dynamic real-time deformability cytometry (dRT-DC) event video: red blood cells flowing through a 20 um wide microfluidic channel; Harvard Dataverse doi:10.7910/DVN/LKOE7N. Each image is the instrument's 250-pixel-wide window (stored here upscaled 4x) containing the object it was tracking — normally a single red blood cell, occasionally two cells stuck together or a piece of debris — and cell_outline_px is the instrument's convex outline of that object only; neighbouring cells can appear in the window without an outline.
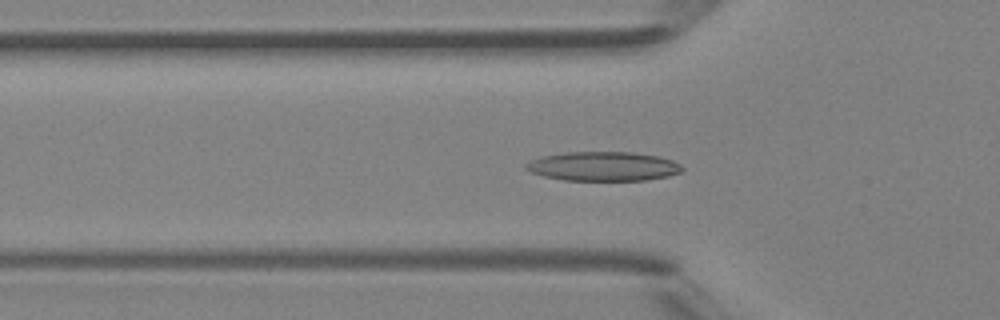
{"species": "Egyptian fruit bat (a non-hibernating species)", "species_latin": "Rousettus aegyptiacus", "temperature_condition": "room temperature", "stored_images_in_passage": 31, "camera_frame_rate_fps": 3000, "um_per_image_px": 0.085, "animal": {"sex": "female"}, "frame": {"image": 1, "passage_image": 2, "time_ms": 0.333, "image_size_px": [1000, 320], "cell_outline_px": [[684, 168], [680, 172], [668, 176], [648, 180], [564, 180], [544, 176], [532, 172], [524, 168], [524, 164], [532, 160], [544, 156], [564, 152], [632, 152], [660, 156], [672, 160], [680, 164]], "centroid_in_image_um": [51.3, 14.13], "position_along_channel_um": 74.5, "area_um2": 26.59}}
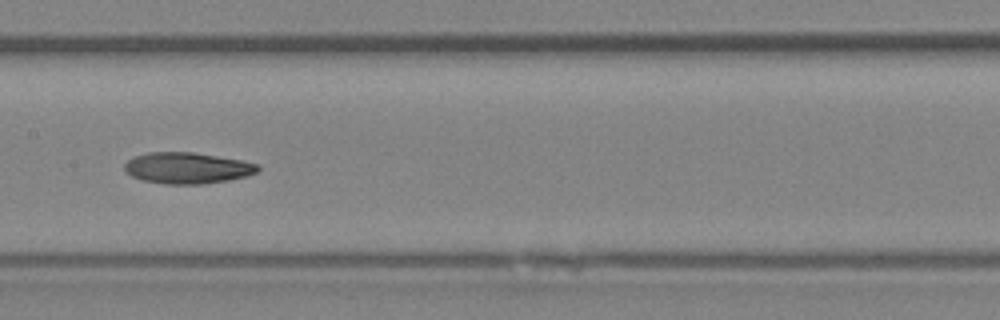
{"frame": {"image": 2, "passage_image": 10, "time_ms": 3.0, "image_size_px": [1000, 320], "cell_outline_px": [[260, 168], [256, 172], [244, 176], [228, 180], [204, 184], [164, 184], [144, 180], [132, 176], [124, 168], [124, 164], [128, 160], [136, 156], [148, 152], [192, 152], [240, 160], [260, 164]], "centroid_in_image_um": [15.92, 14.28], "position_along_channel_um": 191.5, "area_um2": 23.99}}
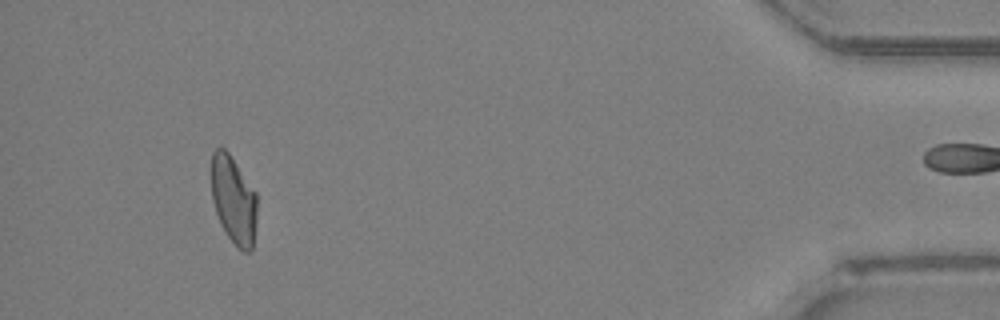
{"frame": {"image": 3, "passage_image": 30, "time_ms": 9.667, "image_size_px": [1000, 320], "cell_outline_px": [[256, 224], [252, 248], [248, 252], [244, 252], [228, 236], [220, 224], [212, 200], [212, 152], [220, 144], [228, 152], [256, 192]], "centroid_in_image_um": [19.85, 16.96], "position_along_channel_um": 415.4, "area_um2": 23.18}, "authors_computed_cell_mechanics": {"area_um2": 23.9292, "velocity_mm_per_s": 4.3963, "shape_relaxation_time_tau1_ms": 8.226, "shape_relaxation_time_tau2_ms": 2.7334, "deformation_change_tau1": 0.2109, "deformation_change_tau2": 0.0858}}